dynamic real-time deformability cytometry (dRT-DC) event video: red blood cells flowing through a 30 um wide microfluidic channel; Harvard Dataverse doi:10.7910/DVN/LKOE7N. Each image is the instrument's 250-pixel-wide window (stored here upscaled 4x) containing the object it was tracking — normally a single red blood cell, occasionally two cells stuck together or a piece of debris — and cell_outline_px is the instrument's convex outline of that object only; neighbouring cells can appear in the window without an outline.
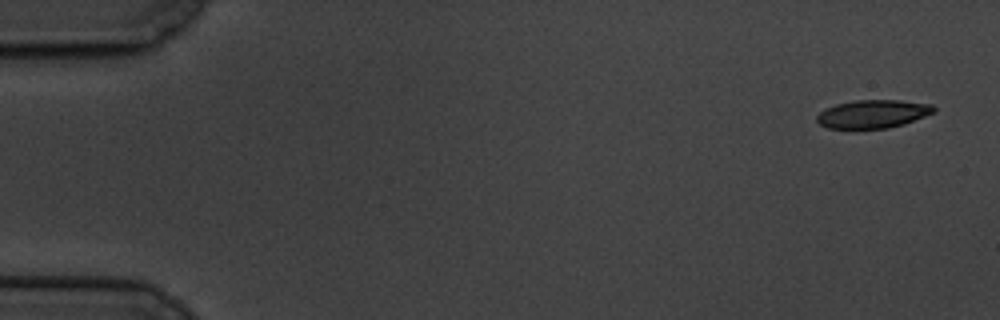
{"species": "common noctule bat (a hibernating species)", "species_latin": "Nyctalus noctula", "temperature_condition": "cold", "stored_images_in_passage": 5, "camera_frame_rate_fps": 3000, "um_per_image_px": 0.085, "animal": {"sex": "male", "body_mass_g": 19.5, "forearm_length_mm": 54.6}, "frame": {"image": 1, "passage_image": 1, "time_ms": 0.0, "image_size_px": [1000, 320], "cell_outline_px": [[936, 112], [904, 124], [888, 128], [828, 128], [820, 124], [816, 120], [816, 116], [824, 108], [836, 104], [856, 100], [900, 100], [932, 104], [936, 108]], "centroid_in_image_um": [74.21, 9.68], "position_along_channel_um": 10.8, "area_um2": 19.31}}
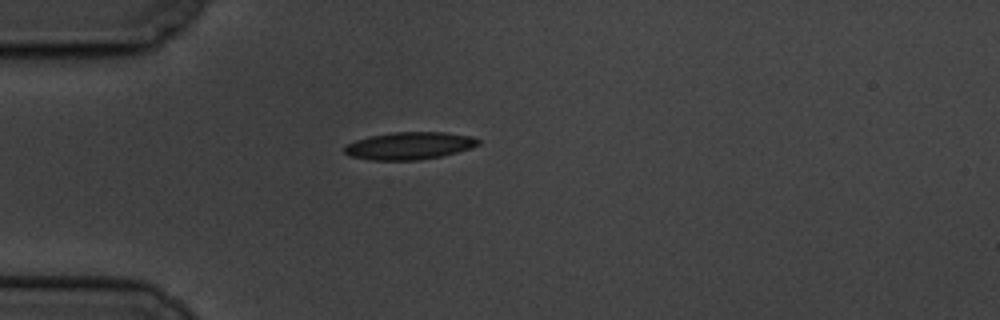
{"frame": {"image": 2, "passage_image": 5, "time_ms": 4.667, "image_size_px": [1000, 320], "cell_outline_px": [[480, 144], [472, 148], [440, 156], [420, 160], [372, 160], [348, 156], [344, 152], [344, 148], [348, 144], [356, 140], [372, 136], [392, 132], [444, 132], [472, 136], [480, 140]], "centroid_in_image_um": [34.82, 12.39], "position_along_channel_um": 50.2, "area_um2": 21.33}}